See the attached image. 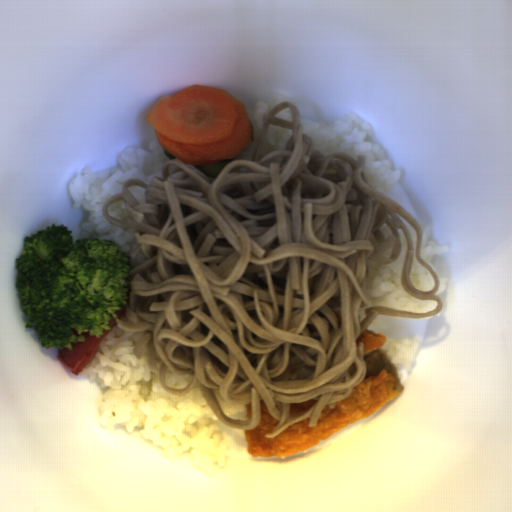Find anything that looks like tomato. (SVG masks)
<instances>
[{
  "label": "tomato",
  "mask_w": 512,
  "mask_h": 512,
  "mask_svg": "<svg viewBox=\"0 0 512 512\" xmlns=\"http://www.w3.org/2000/svg\"><path fill=\"white\" fill-rule=\"evenodd\" d=\"M117 324V319L111 317L108 321L110 330L103 329V334L100 337L92 336L89 332H81V335L85 338L84 342L71 343V350L55 348L57 361L76 376L81 374L97 354L103 339Z\"/></svg>",
  "instance_id": "tomato-1"
}]
</instances>
